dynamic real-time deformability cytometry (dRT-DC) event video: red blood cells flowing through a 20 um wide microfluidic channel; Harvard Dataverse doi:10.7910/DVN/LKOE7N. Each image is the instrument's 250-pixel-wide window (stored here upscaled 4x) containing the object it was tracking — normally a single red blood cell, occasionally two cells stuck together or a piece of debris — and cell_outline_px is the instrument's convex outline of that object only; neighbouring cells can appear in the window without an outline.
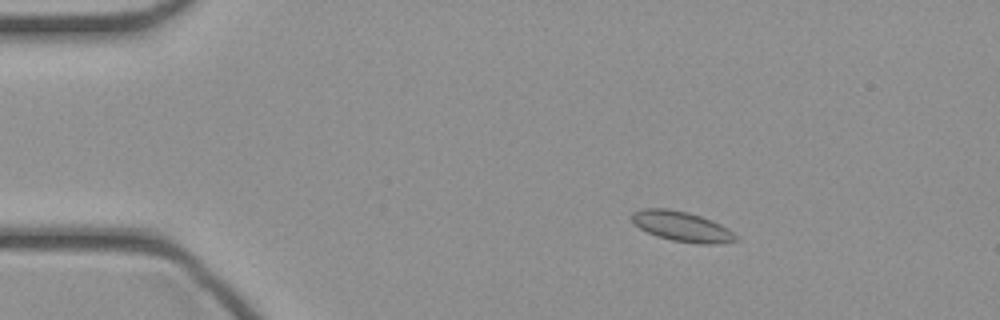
{"species": "common noctule bat (a hibernating species)", "species_latin": "Nyctalus noctula", "temperature_condition": "cold", "stored_images_in_passage": 47, "camera_frame_rate_fps": 3000, "um_per_image_px": 0.085, "animal": {"sex": "female", "body_mass_g": 21.9}, "frame": {"image": 1, "passage_image": 8, "time_ms": 2.333, "image_size_px": [1000, 320], "cell_outline_px": [[740, 240], [716, 244], [696, 244], [672, 240], [656, 236], [640, 228], [628, 216], [632, 212], [640, 208], [668, 208], [688, 212], [712, 220], [728, 228]], "centroid_in_image_um": [57.94, 19.24], "position_along_channel_um": 27.1, "area_um2": 18.38}}
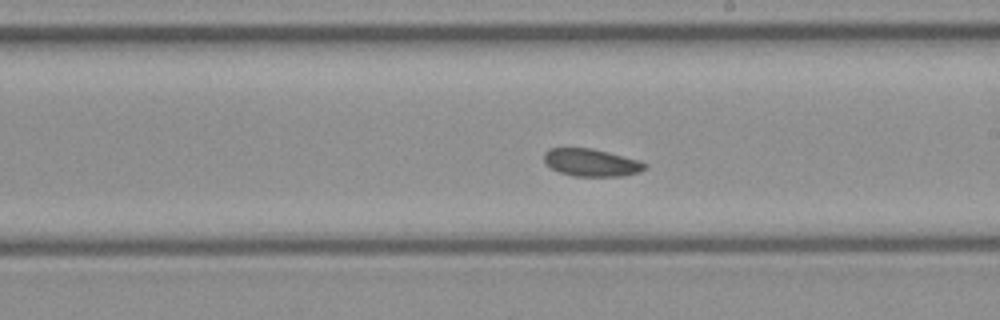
{"frame": {"image": 2, "passage_image": 27, "time_ms": 8.667, "image_size_px": [1000, 320], "cell_outline_px": [[648, 168], [640, 172], [620, 176], [572, 176], [560, 172], [552, 168], [544, 160], [544, 152], [548, 148], [592, 148], [640, 160], [648, 164]], "centroid_in_image_um": [50.3, 13.81], "position_along_channel_um": 238.7, "area_um2": 16.24}}
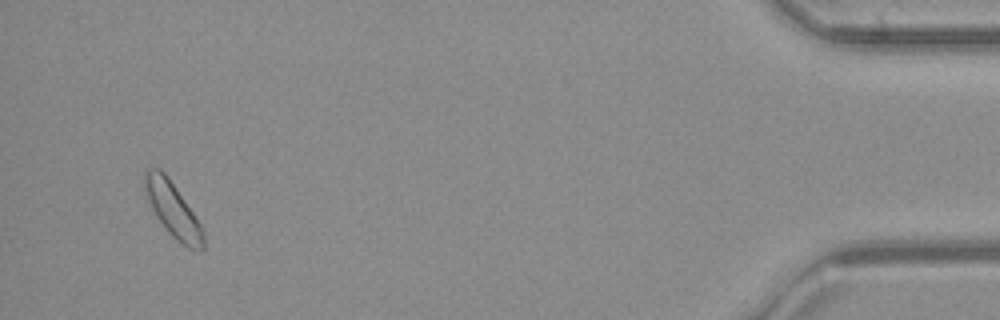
{"frame": {"image": 3, "passage_image": 45, "time_ms": 14.667, "image_size_px": [1000, 320], "cell_outline_px": [[204, 248], [188, 248], [176, 240], [168, 232], [156, 216], [144, 192], [144, 172], [148, 168], [160, 168], [168, 176], [200, 224], [204, 232]], "centroid_in_image_um": [14.66, 17.79], "position_along_channel_um": 420.5, "area_um2": 18.32}}